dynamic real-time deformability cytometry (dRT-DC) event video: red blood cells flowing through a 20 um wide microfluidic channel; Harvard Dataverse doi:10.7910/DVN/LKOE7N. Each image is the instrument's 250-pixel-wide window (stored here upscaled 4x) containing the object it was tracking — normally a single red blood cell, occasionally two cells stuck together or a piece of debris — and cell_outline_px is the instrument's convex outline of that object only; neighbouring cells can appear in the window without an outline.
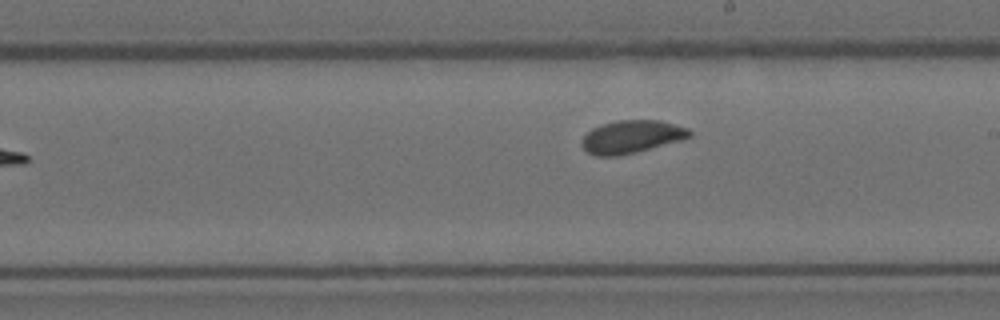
{"species": "Egyptian fruit bat (a non-hibernating species)", "species_latin": "Rousettus aegyptiacus", "temperature_condition": "room temperature", "stored_images_in_passage": 8, "camera_frame_rate_fps": 3000, "um_per_image_px": 0.085, "animal": {"sex": "female"}, "frame": {"image": 1, "passage_image": 8, "time_ms": 8.0, "image_size_px": [1000, 320], "cell_outline_px": [[692, 136], [680, 140], [620, 156], [596, 156], [588, 152], [580, 144], [580, 140], [592, 128], [616, 120], [660, 120], [688, 128], [692, 132]], "centroid_in_image_um": [53.66, 11.62], "position_along_channel_um": 235.3, "area_um2": 20.52}}